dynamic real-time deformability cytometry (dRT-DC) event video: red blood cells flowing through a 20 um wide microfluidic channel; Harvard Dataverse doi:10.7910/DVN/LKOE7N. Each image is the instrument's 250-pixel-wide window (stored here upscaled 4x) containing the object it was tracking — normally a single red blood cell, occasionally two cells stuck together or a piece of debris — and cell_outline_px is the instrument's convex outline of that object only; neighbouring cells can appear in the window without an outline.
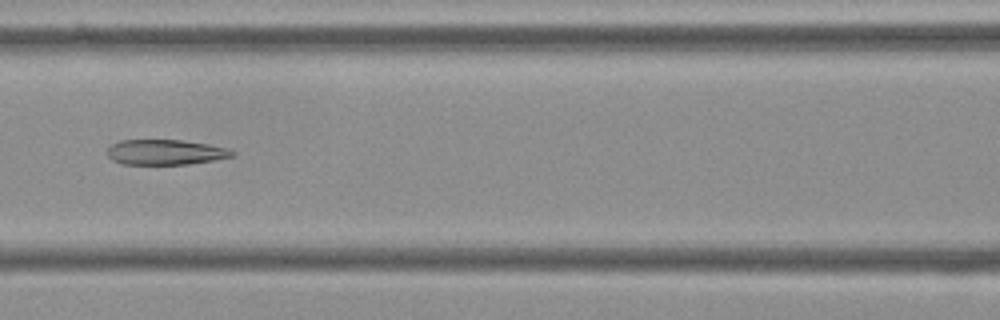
{"species": "Egyptian fruit bat (a non-hibernating species)", "species_latin": "Rousettus aegyptiacus", "temperature_condition": "cold", "stored_images_in_passage": 56, "camera_frame_rate_fps": 3000, "um_per_image_px": 0.085, "frame": {"image": 1, "passage_image": 25, "time_ms": 8.0, "image_size_px": [1000, 320], "cell_outline_px": [[236, 152], [232, 156], [212, 160], [188, 164], [124, 164], [112, 160], [108, 156], [108, 148], [112, 144], [120, 140], [180, 140], [208, 144], [228, 148]], "centroid_in_image_um": [14.05, 12.93], "position_along_channel_um": 152.5, "area_um2": 18.21}}
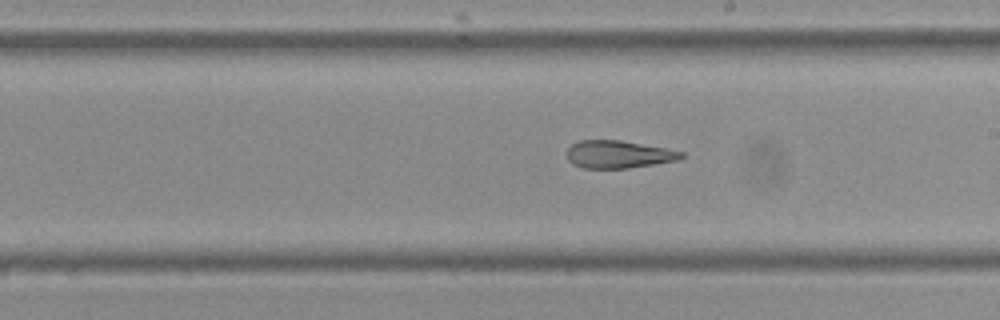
{"frame": {"image": 2, "passage_image": 32, "time_ms": 10.333, "image_size_px": [1000, 320], "cell_outline_px": [[684, 156], [676, 160], [628, 168], [584, 168], [572, 164], [568, 160], [568, 148], [572, 144], [580, 140], [620, 140], [668, 148], [684, 152]], "centroid_in_image_um": [52.57, 13.11], "position_along_channel_um": 236.4, "area_um2": 18.32}}
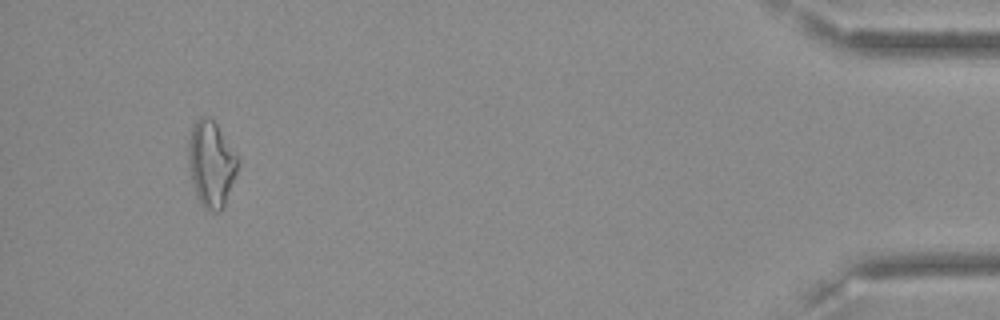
{"frame": {"image": 3, "passage_image": 53, "time_ms": 17.333, "image_size_px": [1000, 320], "cell_outline_px": [[240, 160], [224, 208], [220, 212], [212, 212], [204, 208], [200, 204], [196, 196], [188, 164], [188, 144], [192, 124], [200, 116], [208, 116], [216, 124]], "centroid_in_image_um": [17.94, 13.95], "position_along_channel_um": 417.3, "area_um2": 24.8}, "authors_computed_cell_mechanics": {"area_um2": 20.9236, "velocity_mm_per_s": 3.6075, "shape_relaxation_time_tau1_ms": null, "shape_relaxation_time_tau2_ms": 3.8999, "deformation_change_tau1": null, "deformation_change_tau2": 0.124}}